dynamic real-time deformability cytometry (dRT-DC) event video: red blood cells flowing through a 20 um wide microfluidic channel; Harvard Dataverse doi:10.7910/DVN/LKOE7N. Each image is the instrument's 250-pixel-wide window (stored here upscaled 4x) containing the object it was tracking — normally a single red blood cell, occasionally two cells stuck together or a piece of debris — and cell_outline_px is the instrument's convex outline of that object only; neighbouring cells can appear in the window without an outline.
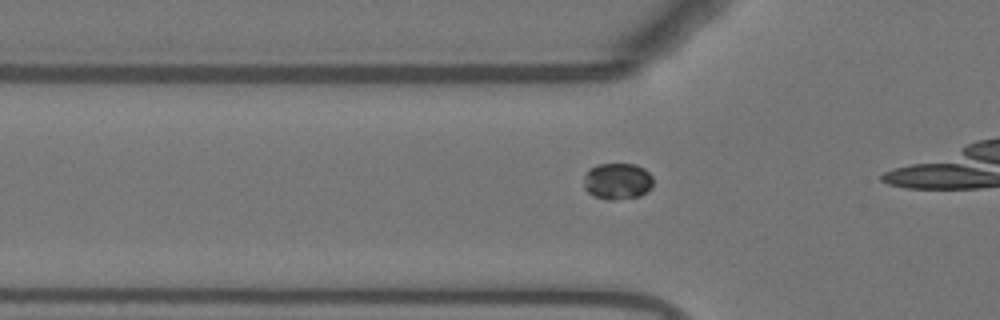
{"species": "Egyptian fruit bat (a non-hibernating species)", "species_latin": "Rousettus aegyptiacus", "temperature_condition": "warm", "stored_images_in_passage": 9, "camera_frame_rate_fps": 3000, "um_per_image_px": 0.085, "animal": {"sex": "female"}, "frame": {"image": 1, "passage_image": 3, "time_ms": 0.667, "image_size_px": [1000, 320], "cell_outline_px": [[652, 188], [640, 196], [612, 200], [608, 200], [592, 196], [584, 188], [584, 176], [588, 168], [596, 164], [636, 164], [644, 168], [652, 176]], "centroid_in_image_um": [52.46, 15.4], "position_along_channel_um": 73.3, "area_um2": 14.97}}
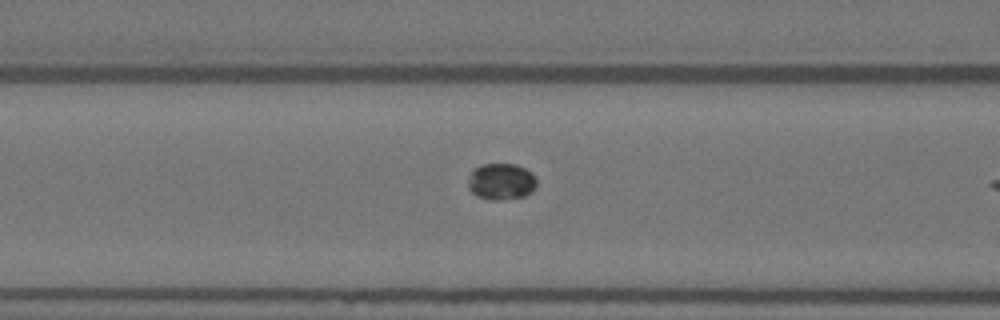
{"frame": {"image": 2, "passage_image": 7, "time_ms": 2.0, "image_size_px": [1000, 320], "cell_outline_px": [[536, 188], [532, 192], [524, 196], [500, 200], [488, 200], [476, 196], [468, 188], [468, 176], [472, 168], [480, 164], [516, 164], [532, 172], [536, 176]], "centroid_in_image_um": [42.58, 15.42], "position_along_channel_um": 124.0, "area_um2": 14.97}}